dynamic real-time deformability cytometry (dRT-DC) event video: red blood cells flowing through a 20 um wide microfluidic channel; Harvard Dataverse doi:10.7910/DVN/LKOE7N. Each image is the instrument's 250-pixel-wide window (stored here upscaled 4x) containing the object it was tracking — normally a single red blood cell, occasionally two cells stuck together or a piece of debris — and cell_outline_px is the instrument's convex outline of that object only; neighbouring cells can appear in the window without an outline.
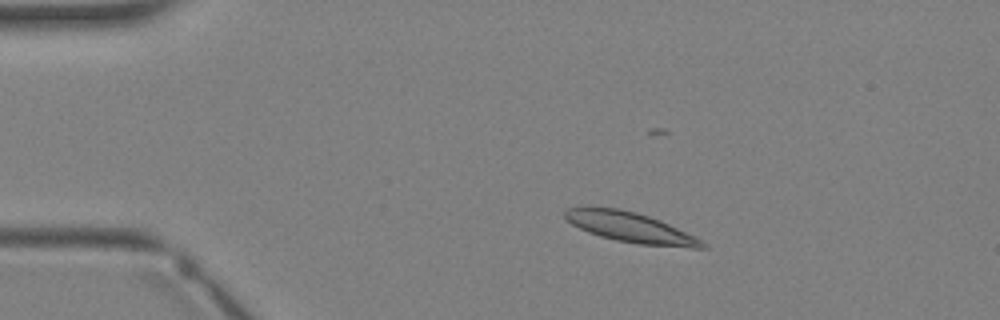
{"species": "Egyptian fruit bat (a non-hibernating species)", "species_latin": "Rousettus aegyptiacus", "temperature_condition": "warm", "stored_images_in_passage": 3, "camera_frame_rate_fps": 3000, "um_per_image_px": 0.085, "animal": {"sex": "female"}, "frame": {"image": 1, "passage_image": 2, "time_ms": 1.333, "image_size_px": [1000, 320], "cell_outline_px": [[708, 248], [692, 248], [640, 244], [616, 240], [600, 236], [588, 232], [572, 224], [564, 216], [564, 212], [568, 208], [588, 204], [620, 208], [636, 212], [660, 220], [696, 236], [708, 244]], "centroid_in_image_um": [53.57, 19.29], "position_along_channel_um": 31.4, "area_um2": 24.62}}